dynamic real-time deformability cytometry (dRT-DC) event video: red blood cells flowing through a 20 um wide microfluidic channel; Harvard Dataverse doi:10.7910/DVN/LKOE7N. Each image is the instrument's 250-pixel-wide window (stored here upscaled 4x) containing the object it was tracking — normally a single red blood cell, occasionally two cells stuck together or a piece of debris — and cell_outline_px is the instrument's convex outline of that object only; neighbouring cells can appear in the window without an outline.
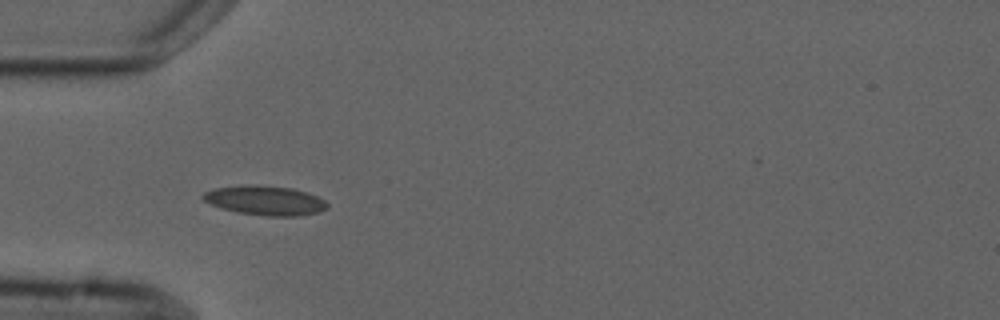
{"species": "common noctule bat (a hibernating species)", "species_latin": "Nyctalus noctula", "temperature_condition": "cold", "stored_images_in_passage": 4, "camera_frame_rate_fps": 3000, "um_per_image_px": 0.085, "animal": {"sex": "male", "forearm_length_mm": 52.5}, "frame": {"image": 1, "passage_image": 4, "time_ms": 3.667, "image_size_px": [1000, 320], "cell_outline_px": [[328, 208], [320, 212], [300, 216], [268, 216], [236, 212], [220, 208], [204, 200], [200, 196], [204, 192], [216, 188], [244, 184], [256, 184], [292, 188], [308, 192], [324, 200], [328, 204]], "centroid_in_image_um": [22.54, 17.03], "position_along_channel_um": 62.5, "area_um2": 21.56}}